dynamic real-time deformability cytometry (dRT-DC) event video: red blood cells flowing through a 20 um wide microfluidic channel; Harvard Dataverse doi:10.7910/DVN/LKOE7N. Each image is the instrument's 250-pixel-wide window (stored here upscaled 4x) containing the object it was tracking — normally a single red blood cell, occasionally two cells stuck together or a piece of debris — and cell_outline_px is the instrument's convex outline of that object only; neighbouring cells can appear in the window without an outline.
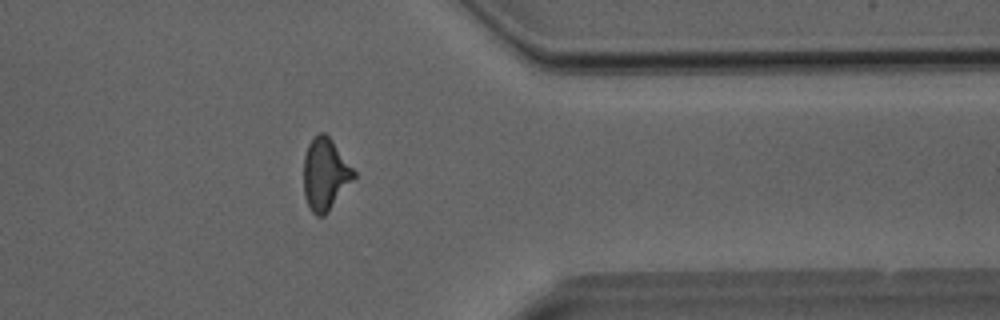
{"species": "Egyptian fruit bat (a non-hibernating species)", "species_latin": "Rousettus aegyptiacus", "temperature_condition": "room temperature", "stored_images_in_passage": 36, "camera_frame_rate_fps": 3000, "um_per_image_px": 0.085, "animal": {"sex": "male"}, "frame": {"image": 1, "passage_image": 30, "time_ms": 9.667, "image_size_px": [1000, 320], "cell_outline_px": [[356, 176], [328, 212], [324, 216], [316, 216], [312, 212], [304, 196], [304, 156], [308, 144], [312, 136], [320, 132], [324, 132], [332, 140], [356, 172]], "centroid_in_image_um": [27.63, 14.79], "position_along_channel_um": 383.8, "area_um2": 21.04}}
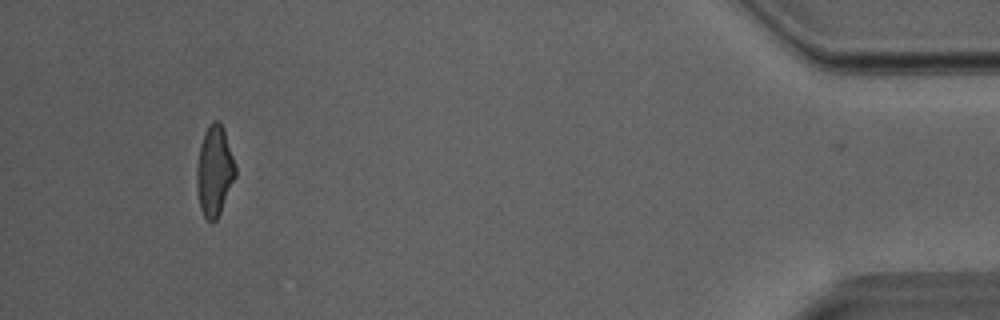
{"frame": {"image": 2, "passage_image": 35, "time_ms": 11.333, "image_size_px": [1000, 320], "cell_outline_px": [[236, 176], [220, 212], [216, 220], [208, 220], [204, 216], [200, 208], [196, 184], [196, 168], [200, 144], [204, 132], [212, 120], [220, 120], [224, 128], [236, 164]], "centroid_in_image_um": [18.23, 14.47], "position_along_channel_um": 417.0, "area_um2": 20.52}}